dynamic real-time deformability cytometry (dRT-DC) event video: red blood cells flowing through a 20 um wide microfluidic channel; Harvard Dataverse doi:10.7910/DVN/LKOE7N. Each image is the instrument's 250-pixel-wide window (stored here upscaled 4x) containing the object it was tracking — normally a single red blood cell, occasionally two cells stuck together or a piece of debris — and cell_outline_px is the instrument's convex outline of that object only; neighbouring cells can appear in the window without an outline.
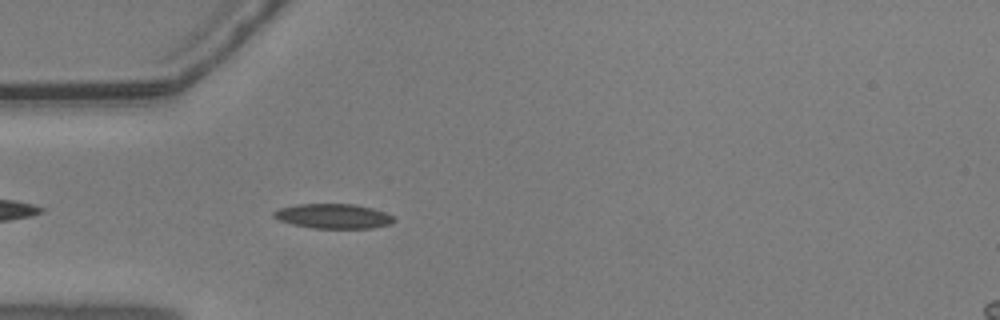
{"species": "common noctule bat (a hibernating species)", "species_latin": "Nyctalus noctula", "temperature_condition": "warm", "stored_images_in_passage": 44, "camera_frame_rate_fps": 3000, "um_per_image_px": 0.085, "animal": {"sex": "male", "body_mass_g": 20.5, "forearm_length_mm": 52.5}, "frame": {"image": 1, "passage_image": 4, "time_ms": 1.0, "image_size_px": [1000, 320], "cell_outline_px": [[396, 220], [392, 224], [372, 228], [312, 228], [292, 224], [280, 220], [272, 216], [272, 212], [280, 208], [296, 204], [352, 204], [372, 208], [384, 212], [392, 216]], "centroid_in_image_um": [28.33, 18.37], "position_along_channel_um": 56.7, "area_um2": 17.28}}
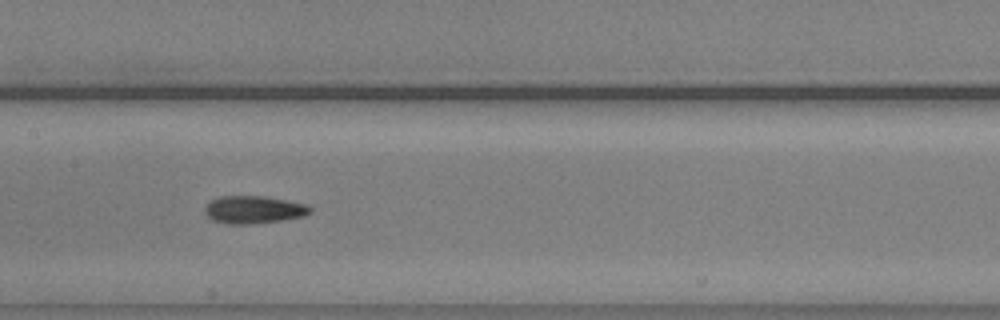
{"frame": {"image": 2, "passage_image": 15, "time_ms": 4.667, "image_size_px": [1000, 320], "cell_outline_px": [[312, 212], [304, 216], [280, 220], [252, 224], [228, 224], [212, 220], [204, 212], [204, 208], [212, 200], [220, 196], [264, 196], [308, 204], [312, 208]], "centroid_in_image_um": [21.58, 17.82], "position_along_channel_um": 185.8, "area_um2": 16.99}}
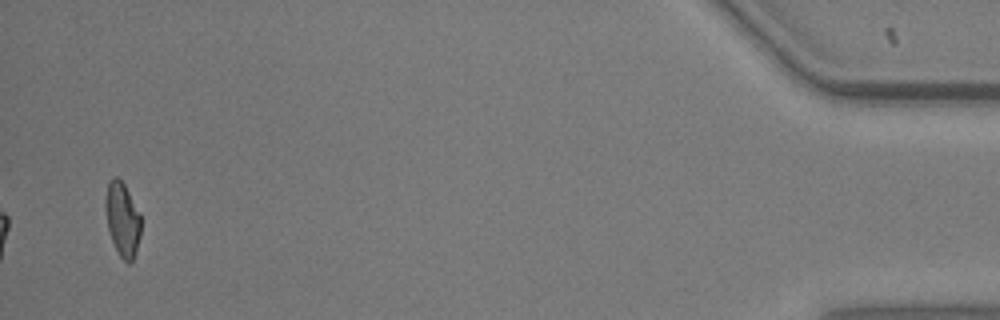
{"frame": {"image": 3, "passage_image": 42, "time_ms": 13.667, "image_size_px": [1000, 320], "cell_outline_px": [[140, 236], [136, 252], [132, 260], [128, 264], [120, 256], [112, 240], [108, 228], [104, 208], [104, 196], [108, 180], [112, 176], [116, 176], [124, 184], [140, 212]], "centroid_in_image_um": [10.38, 18.59], "position_along_channel_um": 424.8, "area_um2": 15.49}, "authors_computed_cell_mechanics": {"area_um2": 16.1262, "velocity_mm_per_s": 3.6061, "shape_relaxation_time_tau1_ms": 5.506, "shape_relaxation_time_tau2_ms": 3.4996, "deformation_change_tau1": 0.171, "deformation_change_tau2": 0.0856}}